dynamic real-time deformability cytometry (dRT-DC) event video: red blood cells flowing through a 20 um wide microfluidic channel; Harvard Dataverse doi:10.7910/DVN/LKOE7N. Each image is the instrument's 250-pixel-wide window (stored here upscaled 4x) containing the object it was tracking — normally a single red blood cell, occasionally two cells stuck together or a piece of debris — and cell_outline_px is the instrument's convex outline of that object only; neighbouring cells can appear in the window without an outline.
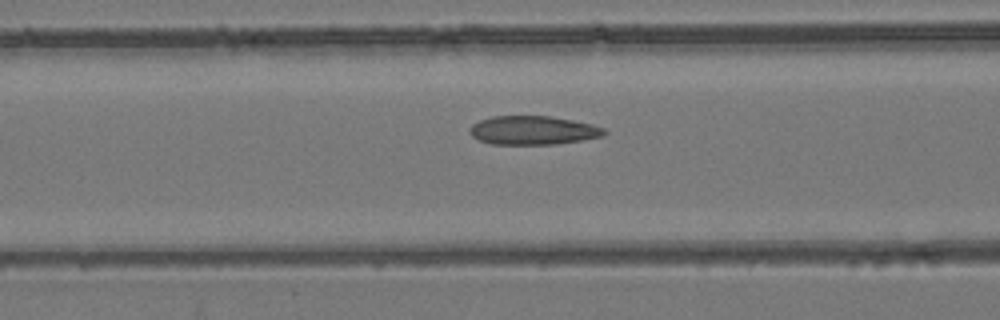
{"species": "common noctule bat (a hibernating species)", "species_latin": "Nyctalus noctula", "temperature_condition": "room temperature", "stored_images_in_passage": 41, "camera_frame_rate_fps": 3000, "um_per_image_px": 0.085, "animal": {"sex": "female", "body_mass_g": 24.6, "forearm_length_mm": 56.2}, "frame": {"image": 1, "passage_image": 10, "time_ms": 3.0, "image_size_px": [1000, 320], "cell_outline_px": [[608, 132], [604, 136], [556, 144], [492, 144], [480, 140], [472, 136], [468, 132], [468, 128], [472, 124], [480, 120], [492, 116], [548, 116], [572, 120], [592, 124], [604, 128]], "centroid_in_image_um": [45.29, 11.07], "position_along_channel_um": 121.3, "area_um2": 22.54}}
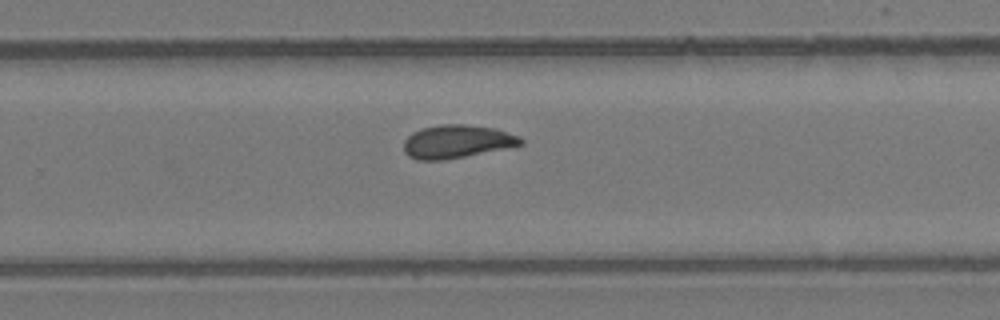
{"frame": {"image": 2, "passage_image": 23, "time_ms": 7.333, "image_size_px": [1000, 320], "cell_outline_px": [[524, 144], [444, 160], [416, 160], [408, 156], [404, 152], [404, 140], [412, 132], [420, 128], [440, 124], [464, 124], [496, 128], [520, 136], [524, 140]], "centroid_in_image_um": [38.81, 12.02], "position_along_channel_um": 291.0, "area_um2": 22.72}}
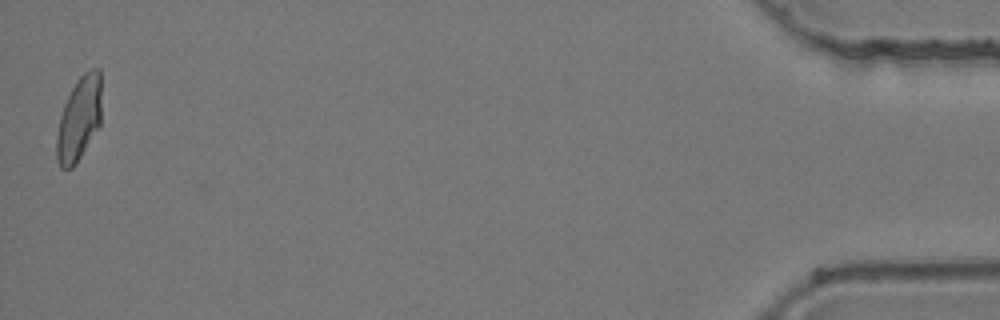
{"frame": {"image": 3, "passage_image": 41, "time_ms": 13.333, "image_size_px": [1000, 320], "cell_outline_px": [[100, 124], [76, 164], [72, 168], [60, 168], [56, 156], [56, 136], [60, 116], [64, 104], [76, 80], [84, 72], [92, 68], [100, 68]], "centroid_in_image_um": [6.7, 10.09], "position_along_channel_um": 428.5, "area_um2": 21.85}, "authors_computed_cell_mechanics": {"area_um2": 22.3108, "velocity_mm_per_s": 3.9264, "shape_relaxation_time_tau1_ms": null, "shape_relaxation_time_tau2_ms": 1.2638, "deformation_change_tau1": null, "deformation_change_tau2": 0.0537}}